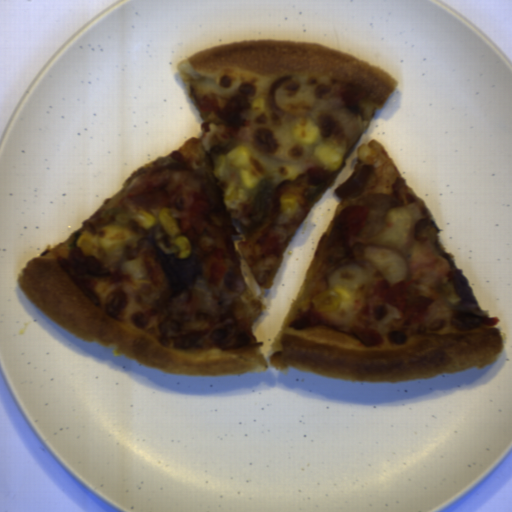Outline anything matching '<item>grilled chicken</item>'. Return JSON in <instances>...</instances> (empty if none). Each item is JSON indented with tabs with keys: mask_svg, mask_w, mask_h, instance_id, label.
<instances>
[{
	"mask_svg": "<svg viewBox=\"0 0 512 512\" xmlns=\"http://www.w3.org/2000/svg\"><path fill=\"white\" fill-rule=\"evenodd\" d=\"M391 197L395 199L396 208L402 209L418 201H422L416 197L405 178L400 175L391 184Z\"/></svg>",
	"mask_w": 512,
	"mask_h": 512,
	"instance_id": "8",
	"label": "grilled chicken"
},
{
	"mask_svg": "<svg viewBox=\"0 0 512 512\" xmlns=\"http://www.w3.org/2000/svg\"><path fill=\"white\" fill-rule=\"evenodd\" d=\"M339 173L314 165L296 179H284L268 199V219L261 229L238 242L251 275L258 286H263L277 265L288 243ZM297 196L298 210L292 218L281 211L280 198L284 194Z\"/></svg>",
	"mask_w": 512,
	"mask_h": 512,
	"instance_id": "2",
	"label": "grilled chicken"
},
{
	"mask_svg": "<svg viewBox=\"0 0 512 512\" xmlns=\"http://www.w3.org/2000/svg\"><path fill=\"white\" fill-rule=\"evenodd\" d=\"M144 264L151 283L155 287H161L162 283L166 281L167 278L162 263L155 259V250L149 248L145 251Z\"/></svg>",
	"mask_w": 512,
	"mask_h": 512,
	"instance_id": "9",
	"label": "grilled chicken"
},
{
	"mask_svg": "<svg viewBox=\"0 0 512 512\" xmlns=\"http://www.w3.org/2000/svg\"><path fill=\"white\" fill-rule=\"evenodd\" d=\"M127 191L128 203L153 217L166 211L176 223L178 237L190 243V256L200 264L209 288H218L228 271L225 251L238 231L226 211L224 192L215 174L206 143L191 137L180 149L156 160Z\"/></svg>",
	"mask_w": 512,
	"mask_h": 512,
	"instance_id": "1",
	"label": "grilled chicken"
},
{
	"mask_svg": "<svg viewBox=\"0 0 512 512\" xmlns=\"http://www.w3.org/2000/svg\"><path fill=\"white\" fill-rule=\"evenodd\" d=\"M374 295L383 299L387 305L395 307V313L406 323L425 320L428 315V306L432 299L413 292L406 278L395 284H390L387 279L376 283Z\"/></svg>",
	"mask_w": 512,
	"mask_h": 512,
	"instance_id": "5",
	"label": "grilled chicken"
},
{
	"mask_svg": "<svg viewBox=\"0 0 512 512\" xmlns=\"http://www.w3.org/2000/svg\"><path fill=\"white\" fill-rule=\"evenodd\" d=\"M255 94L256 85L247 81L241 82L228 99L209 92L199 99L198 106L204 119L216 126L221 139L234 138L242 128L251 124L242 114L250 112L253 107L251 98Z\"/></svg>",
	"mask_w": 512,
	"mask_h": 512,
	"instance_id": "3",
	"label": "grilled chicken"
},
{
	"mask_svg": "<svg viewBox=\"0 0 512 512\" xmlns=\"http://www.w3.org/2000/svg\"><path fill=\"white\" fill-rule=\"evenodd\" d=\"M248 331L239 329L233 322L216 324L210 329L180 332L173 339L178 350H201L216 347L223 352L243 349L250 339Z\"/></svg>",
	"mask_w": 512,
	"mask_h": 512,
	"instance_id": "4",
	"label": "grilled chicken"
},
{
	"mask_svg": "<svg viewBox=\"0 0 512 512\" xmlns=\"http://www.w3.org/2000/svg\"><path fill=\"white\" fill-rule=\"evenodd\" d=\"M368 211L366 206H356L355 204L339 211L337 215L346 225V236L350 238L359 234L361 228L365 226Z\"/></svg>",
	"mask_w": 512,
	"mask_h": 512,
	"instance_id": "7",
	"label": "grilled chicken"
},
{
	"mask_svg": "<svg viewBox=\"0 0 512 512\" xmlns=\"http://www.w3.org/2000/svg\"><path fill=\"white\" fill-rule=\"evenodd\" d=\"M57 262L88 300L98 307L100 302L88 288L85 278L86 276L109 277L111 274L109 267H105L104 263L98 261L91 254H86L79 246L70 248L68 257L57 259Z\"/></svg>",
	"mask_w": 512,
	"mask_h": 512,
	"instance_id": "6",
	"label": "grilled chicken"
},
{
	"mask_svg": "<svg viewBox=\"0 0 512 512\" xmlns=\"http://www.w3.org/2000/svg\"><path fill=\"white\" fill-rule=\"evenodd\" d=\"M226 212L231 219H236L244 225H249L254 221L255 210L253 208L251 199L241 201L237 207L231 208L227 205Z\"/></svg>",
	"mask_w": 512,
	"mask_h": 512,
	"instance_id": "10",
	"label": "grilled chicken"
}]
</instances>
